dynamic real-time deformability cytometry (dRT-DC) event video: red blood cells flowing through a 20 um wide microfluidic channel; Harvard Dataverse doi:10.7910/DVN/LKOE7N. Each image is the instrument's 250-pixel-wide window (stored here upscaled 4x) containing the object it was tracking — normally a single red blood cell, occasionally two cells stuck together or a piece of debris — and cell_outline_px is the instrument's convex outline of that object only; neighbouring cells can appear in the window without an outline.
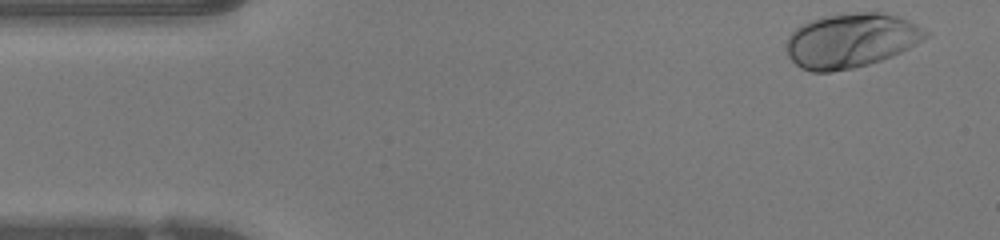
{"species": "human", "species_latin": "Homo sapiens", "temperature_condition": "warm", "stored_images_in_passage": 45, "camera_frame_rate_fps": 3000, "um_per_image_px": 0.085, "donor": {"sex": "female"}, "frame": {"image": 1, "passage_image": 1, "time_ms": 0.0, "image_size_px": [1000, 240], "cell_outline_px": [[932, 32], [928, 36], [916, 44], [892, 56], [868, 64], [852, 68], [832, 72], [812, 72], [800, 68], [788, 56], [788, 36], [800, 24], [824, 16], [856, 12], [880, 12], [896, 16], [908, 20]], "centroid_in_image_um": [72.35, 3.44], "position_along_channel_um": 12.6, "area_um2": 44.04}}
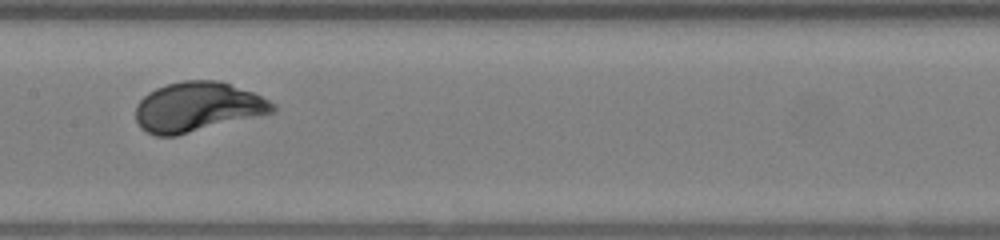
{"frame": {"image": 2, "passage_image": 21, "time_ms": 6.667, "image_size_px": [1000, 240], "cell_outline_px": [[276, 112], [176, 136], [156, 136], [140, 128], [136, 120], [136, 104], [148, 92], [156, 88], [168, 84], [184, 80], [216, 80], [252, 92], [276, 104]], "centroid_in_image_um": [16.78, 9.1], "position_along_channel_um": 190.6, "area_um2": 39.59}}
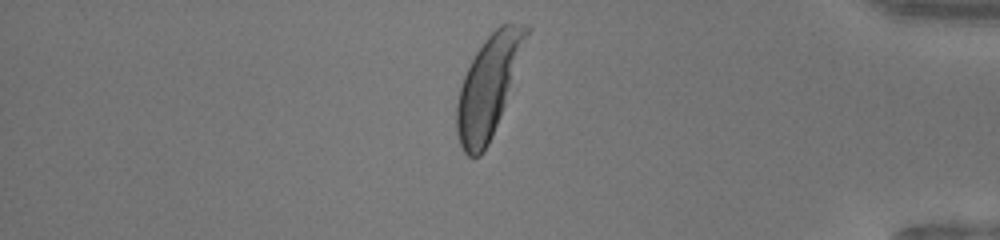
{"frame": {"image": 3, "passage_image": 38, "time_ms": 12.333, "image_size_px": [1000, 240], "cell_outline_px": [[532, 28], [504, 104], [488, 144], [480, 156], [468, 156], [464, 152], [460, 144], [456, 132], [456, 104], [460, 88], [464, 76], [476, 52], [484, 40], [500, 24], [528, 24]], "centroid_in_image_um": [41.52, 7.29], "position_along_channel_um": 393.7, "area_um2": 39.94}, "authors_computed_cell_mechanics": {"area_um2": 39.7664, "velocity_mm_per_s": 4.2159, "shape_relaxation_time_tau1_ms": 1.8811, "shape_relaxation_time_tau2_ms": null, "deformation_change_tau1": 0.1502, "deformation_change_tau2": null}}